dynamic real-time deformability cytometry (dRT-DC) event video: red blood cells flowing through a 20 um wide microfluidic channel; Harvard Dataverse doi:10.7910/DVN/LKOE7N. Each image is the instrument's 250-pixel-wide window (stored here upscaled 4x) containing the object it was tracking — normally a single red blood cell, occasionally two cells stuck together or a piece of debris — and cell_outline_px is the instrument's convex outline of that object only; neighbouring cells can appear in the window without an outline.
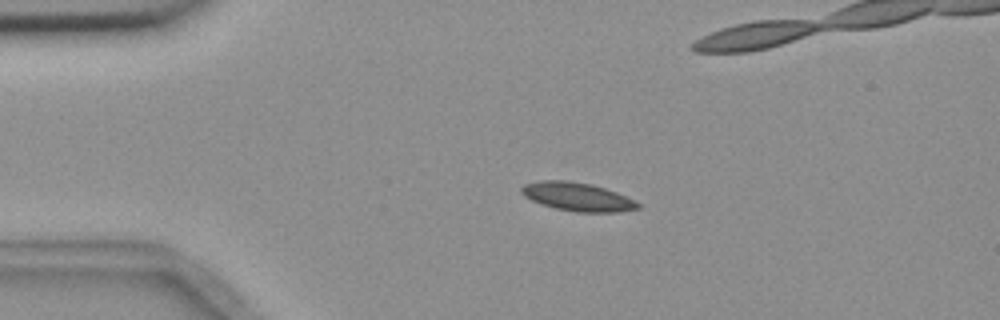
{"species": "common noctule bat (a hibernating species)", "species_latin": "Nyctalus noctula", "temperature_condition": "room temperature", "stored_images_in_passage": 5, "camera_frame_rate_fps": 3000, "um_per_image_px": 0.085, "animal": {"sex": "female", "body_mass_g": 18.4}, "frame": {"image": 1, "passage_image": 3, "time_ms": 2.333, "image_size_px": [1000, 320], "cell_outline_px": [[640, 208], [616, 212], [576, 212], [556, 208], [532, 200], [524, 196], [520, 192], [520, 188], [524, 184], [540, 180], [568, 180], [592, 184], [616, 192], [636, 200], [640, 204]], "centroid_in_image_um": [49.09, 16.71], "position_along_channel_um": 35.9, "area_um2": 19.31}}